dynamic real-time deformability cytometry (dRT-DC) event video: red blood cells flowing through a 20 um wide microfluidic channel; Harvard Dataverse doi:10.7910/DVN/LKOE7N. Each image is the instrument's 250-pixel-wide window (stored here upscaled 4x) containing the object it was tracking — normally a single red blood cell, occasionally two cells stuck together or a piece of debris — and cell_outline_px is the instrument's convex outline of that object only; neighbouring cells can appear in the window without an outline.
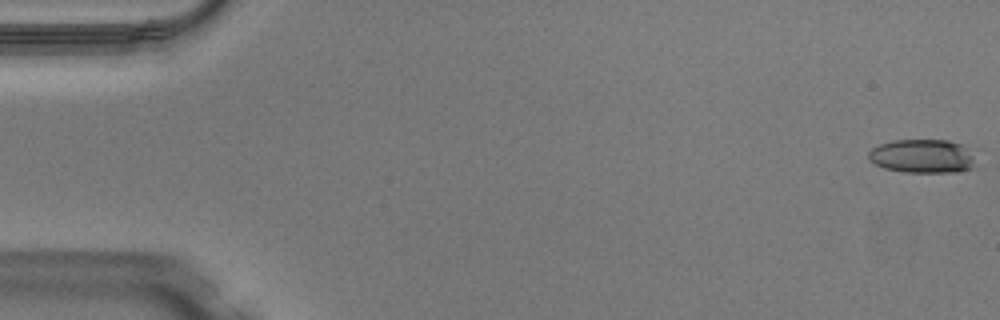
{"species": "Egyptian fruit bat (a non-hibernating species)", "species_latin": "Rousettus aegyptiacus", "temperature_condition": "warm", "stored_images_in_passage": 14, "camera_frame_rate_fps": 3000, "um_per_image_px": 0.085, "animal": {"sex": "male"}, "frame": {"image": 1, "passage_image": 1, "time_ms": 0.0, "image_size_px": [1000, 320], "cell_outline_px": [[972, 168], [956, 172], [904, 172], [884, 168], [868, 160], [868, 152], [872, 148], [880, 144], [892, 140], [948, 140], [964, 144], [972, 156]], "centroid_in_image_um": [78.36, 13.26], "position_along_channel_um": 6.6, "area_um2": 20.98}}
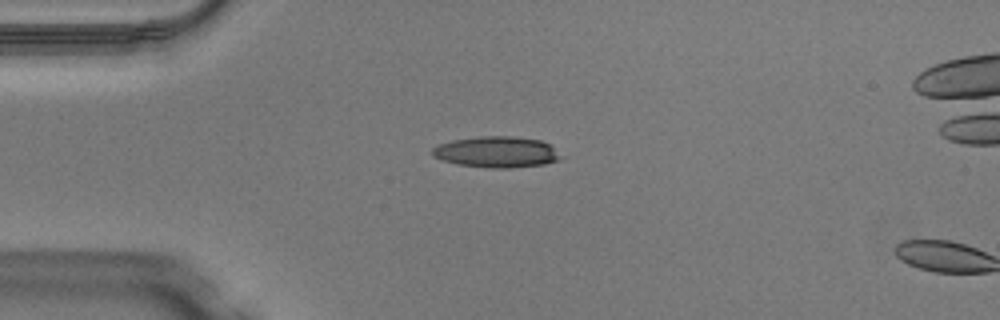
{"frame": {"image": 2, "passage_image": 13, "time_ms": 4.0, "image_size_px": [1000, 320], "cell_outline_px": [[568, 156], [544, 164], [512, 168], [492, 168], [460, 164], [444, 160], [432, 156], [432, 148], [440, 144], [452, 140], [476, 136], [512, 136], [540, 140], [552, 144]], "centroid_in_image_um": [42.32, 12.91], "position_along_channel_um": 42.7, "area_um2": 23.58}}